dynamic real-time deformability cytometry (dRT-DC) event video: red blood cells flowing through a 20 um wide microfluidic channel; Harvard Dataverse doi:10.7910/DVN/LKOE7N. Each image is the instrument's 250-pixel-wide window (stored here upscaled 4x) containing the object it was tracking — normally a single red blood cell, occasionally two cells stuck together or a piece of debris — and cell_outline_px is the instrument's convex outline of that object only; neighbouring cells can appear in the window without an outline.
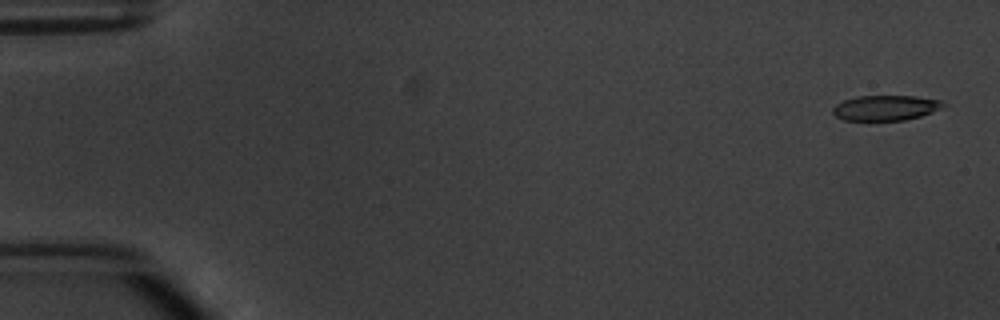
{"species": "common noctule bat (a hibernating species)", "species_latin": "Nyctalus noctula", "temperature_condition": "warm", "stored_images_in_passage": 5, "camera_frame_rate_fps": 3000, "um_per_image_px": 0.085, "animal": {"sex": "male", "body_mass_g": 20.1, "forearm_length_mm": 53.5}, "frame": {"image": 1, "passage_image": 1, "time_ms": 0.0, "image_size_px": [1000, 320], "cell_outline_px": [[948, 104], [932, 112], [920, 116], [904, 120], [844, 120], [836, 116], [832, 112], [832, 108], [836, 104], [844, 100], [856, 96], [916, 96], [944, 100]], "centroid_in_image_um": [75.3, 9.15], "position_along_channel_um": 9.7, "area_um2": 16.3}}
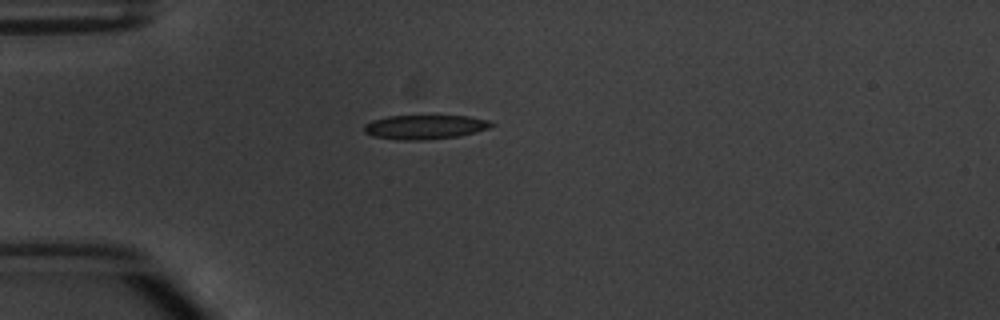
{"frame": {"image": 2, "passage_image": 4, "time_ms": 4.333, "image_size_px": [1000, 320], "cell_outline_px": [[496, 124], [488, 128], [476, 132], [460, 136], [428, 140], [396, 140], [372, 136], [364, 132], [364, 124], [372, 120], [388, 116], [468, 116], [488, 120]], "centroid_in_image_um": [36.1, 10.8], "position_along_channel_um": 48.9, "area_um2": 18.15}}